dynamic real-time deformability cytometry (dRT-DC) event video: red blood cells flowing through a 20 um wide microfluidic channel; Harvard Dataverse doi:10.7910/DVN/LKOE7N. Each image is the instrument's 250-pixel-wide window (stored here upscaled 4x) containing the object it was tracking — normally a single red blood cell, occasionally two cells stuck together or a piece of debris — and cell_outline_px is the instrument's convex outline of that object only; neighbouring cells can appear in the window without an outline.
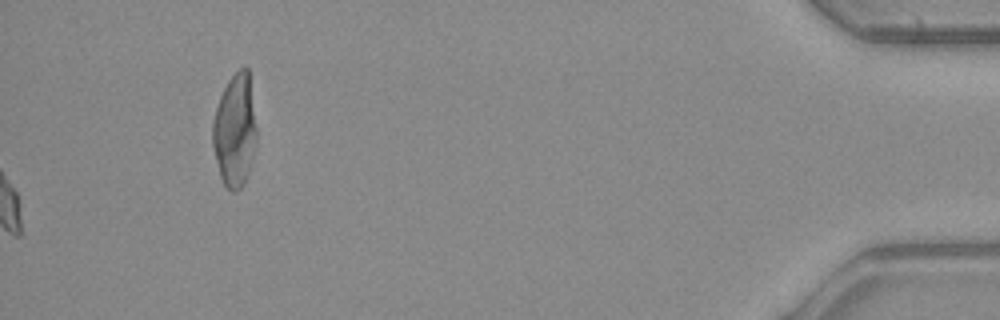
{"species": "common noctule bat (a hibernating species)", "species_latin": "Nyctalus noctula", "temperature_condition": "warm", "stored_images_in_passage": 53, "segment_of_instrument_passage": [2, 2], "camera_frame_rate_fps": 3000, "um_per_image_px": 0.085, "animal": {"sex": "male", "body_mass_g": 23.1, "forearm_length_mm": 52.7}, "frame": {"image": 1, "passage_image": 53, "time_ms": 17.333, "image_size_px": [1000, 320], "cell_outline_px": [[256, 144], [248, 172], [244, 184], [236, 192], [232, 192], [224, 184], [220, 176], [212, 148], [212, 124], [216, 108], [220, 96], [228, 80], [244, 64], [248, 68], [256, 128]], "centroid_in_image_um": [19.95, 11.1], "position_along_channel_um": 415.3, "area_um2": 28.84}}